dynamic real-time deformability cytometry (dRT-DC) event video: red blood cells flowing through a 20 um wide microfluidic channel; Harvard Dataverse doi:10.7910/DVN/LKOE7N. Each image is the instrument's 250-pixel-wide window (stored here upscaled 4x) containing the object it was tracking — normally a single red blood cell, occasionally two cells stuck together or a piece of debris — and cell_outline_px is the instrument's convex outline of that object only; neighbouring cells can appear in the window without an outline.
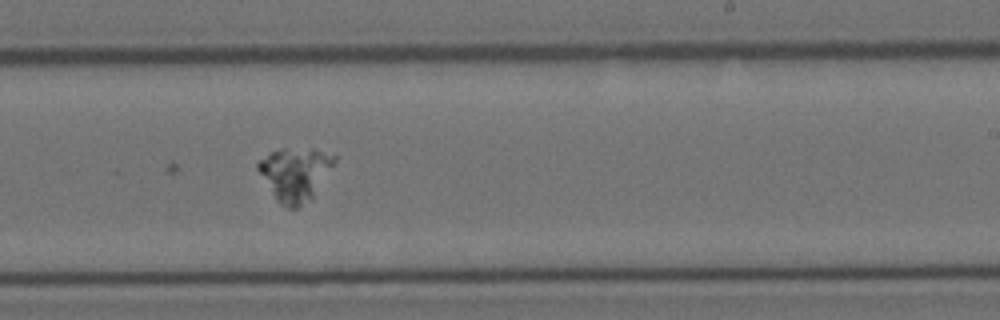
{"species": "Egyptian fruit bat (a non-hibernating species)", "species_latin": "Rousettus aegyptiacus", "temperature_condition": "cold", "stored_images_in_passage": 52, "camera_frame_rate_fps": 3000, "um_per_image_px": 0.085, "animal": {"sex": "female"}, "frame": {"image": 1, "passage_image": 30, "time_ms": 9.667, "image_size_px": [1000, 320], "cell_outline_px": [[336, 160], [312, 196], [296, 208], [288, 208], [280, 204], [276, 200], [256, 168], [256, 164], [260, 160], [272, 152], [280, 148], [312, 148], [336, 152]], "centroid_in_image_um": [25.08, 14.73], "position_along_channel_um": 263.9, "area_um2": 23.47}}
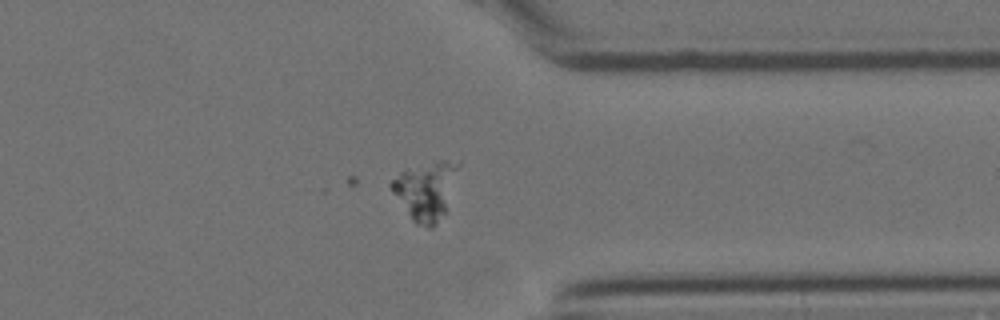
{"frame": {"image": 2, "passage_image": 40, "time_ms": 13.0, "image_size_px": [1000, 320], "cell_outline_px": [[460, 164], [444, 212], [436, 224], [432, 228], [428, 228], [416, 224], [412, 220], [392, 192], [388, 184], [400, 172], [432, 160], [460, 160]], "centroid_in_image_um": [36.18, 16.16], "position_along_channel_um": 375.2, "area_um2": 22.48}}